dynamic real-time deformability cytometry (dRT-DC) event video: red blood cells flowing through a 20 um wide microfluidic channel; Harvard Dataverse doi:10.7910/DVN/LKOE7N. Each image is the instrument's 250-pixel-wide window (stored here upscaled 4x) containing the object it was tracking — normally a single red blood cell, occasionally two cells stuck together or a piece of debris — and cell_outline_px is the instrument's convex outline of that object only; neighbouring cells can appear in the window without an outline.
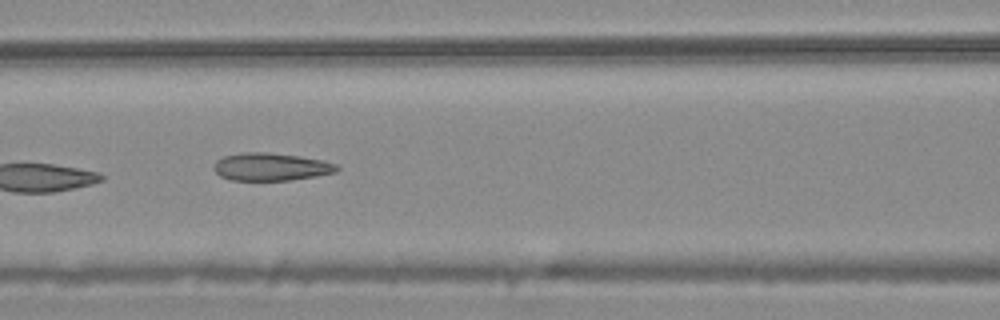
{"species": "common noctule bat (a hibernating species)", "species_latin": "Nyctalus noctula", "temperature_condition": "warm", "stored_images_in_passage": 7, "camera_frame_rate_fps": 3000, "um_per_image_px": 0.085, "animal": {"sex": "male", "body_mass_g": 20.4}, "frame": {"image": 1, "passage_image": 7, "time_ms": 2.0, "image_size_px": [1000, 320], "cell_outline_px": [[340, 168], [336, 172], [288, 180], [232, 180], [220, 176], [212, 168], [216, 160], [224, 156], [240, 152], [268, 152], [300, 156], [320, 160], [336, 164]], "centroid_in_image_um": [22.98, 14.17], "position_along_channel_um": 143.6, "area_um2": 19.77}}